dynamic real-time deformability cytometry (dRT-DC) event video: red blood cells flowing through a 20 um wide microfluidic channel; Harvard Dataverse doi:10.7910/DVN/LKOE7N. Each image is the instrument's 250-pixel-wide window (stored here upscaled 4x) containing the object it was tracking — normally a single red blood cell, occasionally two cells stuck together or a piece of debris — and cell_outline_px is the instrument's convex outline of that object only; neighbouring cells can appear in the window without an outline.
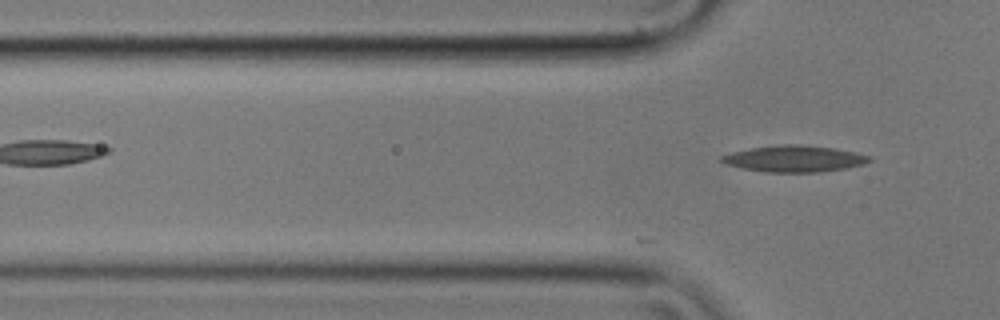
{"species": "common noctule bat (a hibernating species)", "species_latin": "Nyctalus noctula", "temperature_condition": "cold", "stored_images_in_passage": 14, "camera_frame_rate_fps": 3000, "um_per_image_px": 0.085, "animal": {"sex": "male", "body_mass_g": 17.9}, "frame": {"image": 1, "passage_image": 14, "time_ms": 4.333, "image_size_px": [1000, 320], "cell_outline_px": [[872, 160], [864, 164], [844, 168], [820, 172], [764, 172], [744, 168], [728, 164], [720, 160], [720, 156], [732, 152], [748, 148], [784, 144], [800, 144], [836, 148], [856, 152], [872, 156]], "centroid_in_image_um": [67.55, 13.48], "position_along_channel_um": 58.2, "area_um2": 22.77}}